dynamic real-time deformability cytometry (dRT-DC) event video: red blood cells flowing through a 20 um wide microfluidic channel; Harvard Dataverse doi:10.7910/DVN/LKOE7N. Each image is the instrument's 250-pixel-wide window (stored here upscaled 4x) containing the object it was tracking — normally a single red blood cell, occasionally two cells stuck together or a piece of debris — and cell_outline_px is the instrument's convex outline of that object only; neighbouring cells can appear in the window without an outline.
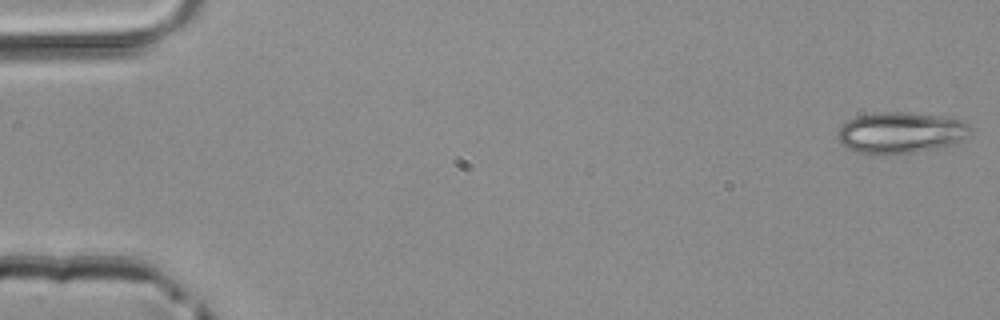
{"species": "common noctule bat (a hibernating species)", "species_latin": "Nyctalus noctula", "temperature_condition": "room temperature", "stored_images_in_passage": 48, "camera_frame_rate_fps": 3000, "um_per_image_px": 0.085, "animal": {"sex": "male", "body_mass_g": 20.4}, "frame": {"image": 1, "passage_image": 1, "time_ms": 0.0, "image_size_px": [1000, 320], "cell_outline_px": [[968, 128], [960, 140], [956, 144], [916, 152], [892, 156], [884, 156], [856, 152], [840, 144], [836, 136], [840, 128], [848, 120], [856, 116], [876, 112], [908, 112], [940, 116], [960, 120], [968, 124]], "centroid_in_image_um": [76.46, 11.3], "position_along_channel_um": 8.5, "area_um2": 32.02}}
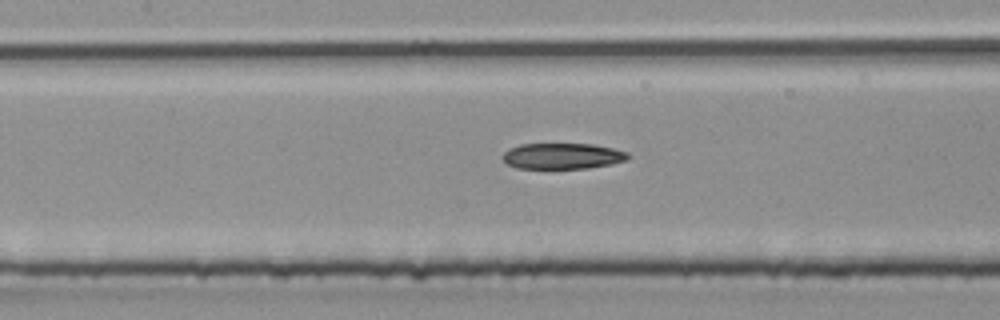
{"frame": {"image": 2, "passage_image": 22, "time_ms": 7.0, "image_size_px": [1000, 320], "cell_outline_px": [[632, 156], [628, 160], [612, 164], [588, 168], [516, 168], [508, 164], [500, 156], [508, 148], [520, 144], [592, 144], [612, 148], [628, 152]], "centroid_in_image_um": [47.82, 13.26], "position_along_channel_um": 159.6, "area_um2": 19.07}}
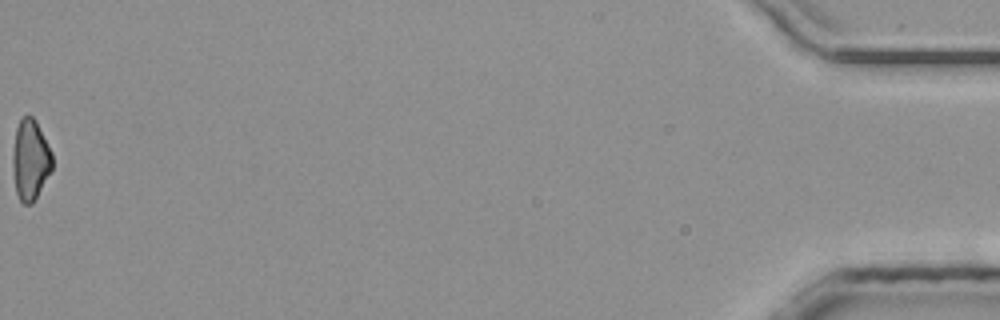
{"frame": {"image": 3, "passage_image": 48, "time_ms": 15.667, "image_size_px": [1000, 320], "cell_outline_px": [[52, 168], [32, 204], [24, 204], [20, 200], [16, 192], [12, 168], [12, 152], [16, 128], [20, 120], [28, 112], [36, 120], [52, 152]], "centroid_in_image_um": [2.56, 13.54], "position_along_channel_um": 432.6, "area_um2": 18.61}}